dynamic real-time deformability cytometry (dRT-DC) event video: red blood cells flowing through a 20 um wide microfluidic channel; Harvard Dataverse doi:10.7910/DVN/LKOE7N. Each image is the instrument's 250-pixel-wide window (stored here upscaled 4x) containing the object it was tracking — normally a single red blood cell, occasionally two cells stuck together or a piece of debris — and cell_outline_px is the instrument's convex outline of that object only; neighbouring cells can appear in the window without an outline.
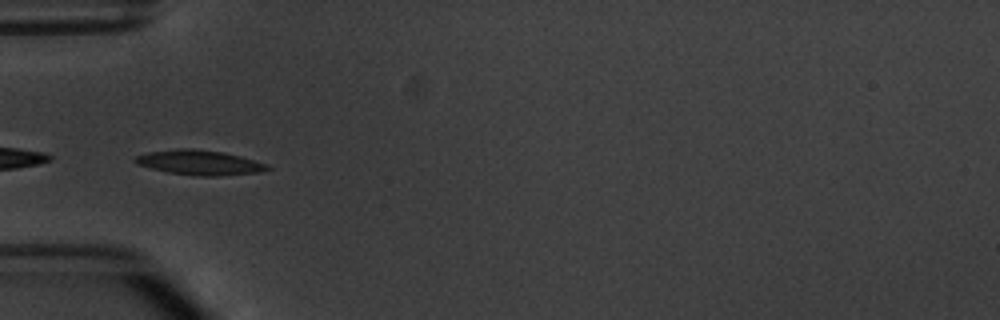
{"species": "common noctule bat (a hibernating species)", "species_latin": "Nyctalus noctula", "temperature_condition": "warm", "stored_images_in_passage": 7, "camera_frame_rate_fps": 3000, "um_per_image_px": 0.085, "animal": {"sex": "male", "body_mass_g": 20.1, "forearm_length_mm": 53.5}, "frame": {"image": 1, "passage_image": 4, "time_ms": 4.667, "image_size_px": [1000, 320], "cell_outline_px": [[272, 168], [260, 172], [216, 176], [196, 176], [168, 172], [136, 164], [132, 160], [136, 156], [148, 152], [176, 148], [192, 148], [224, 152], [240, 156], [268, 164]], "centroid_in_image_um": [16.95, 13.81], "position_along_channel_um": 68.0, "area_um2": 19.19}}
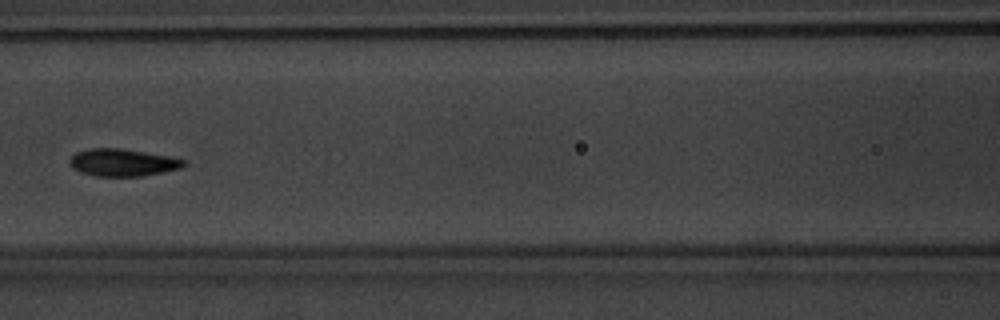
{"frame": {"image": 2, "passage_image": 6, "time_ms": 7.0, "image_size_px": [1000, 320], "cell_outline_px": [[188, 164], [180, 168], [140, 176], [96, 176], [80, 172], [72, 168], [68, 160], [76, 152], [88, 148], [120, 148], [172, 156], [188, 160]], "centroid_in_image_um": [10.44, 13.8], "position_along_channel_um": 156.2, "area_um2": 18.32}}